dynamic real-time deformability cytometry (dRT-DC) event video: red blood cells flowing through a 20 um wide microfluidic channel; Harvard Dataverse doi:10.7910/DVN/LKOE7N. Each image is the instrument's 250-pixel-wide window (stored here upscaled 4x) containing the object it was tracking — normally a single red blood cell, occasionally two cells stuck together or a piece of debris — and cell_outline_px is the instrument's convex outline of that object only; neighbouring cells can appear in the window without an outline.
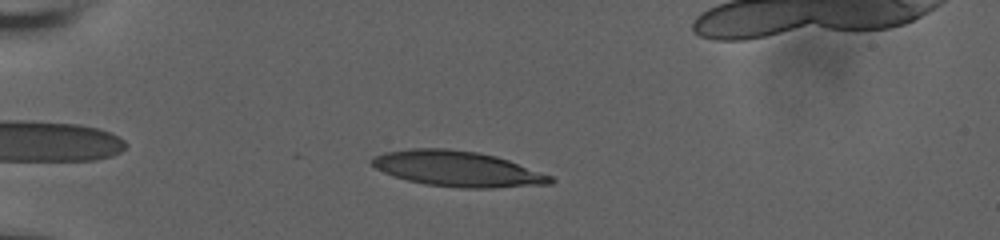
{"species": "human", "species_latin": "Homo sapiens", "temperature_condition": "room temperature", "stored_images_in_passage": 45, "camera_frame_rate_fps": 3000, "um_per_image_px": 0.085, "donor": {"sex": "male"}, "frame": {"image": 1, "passage_image": 5, "time_ms": 1.333, "image_size_px": [1000, 240], "cell_outline_px": [[556, 180], [552, 184], [492, 188], [460, 188], [424, 184], [408, 180], [384, 172], [376, 168], [368, 160], [372, 156], [384, 152], [412, 148], [448, 148], [476, 152], [496, 156], [508, 160], [552, 176]], "centroid_in_image_um": [38.88, 14.35], "position_along_channel_um": 46.1, "area_um2": 36.99}}
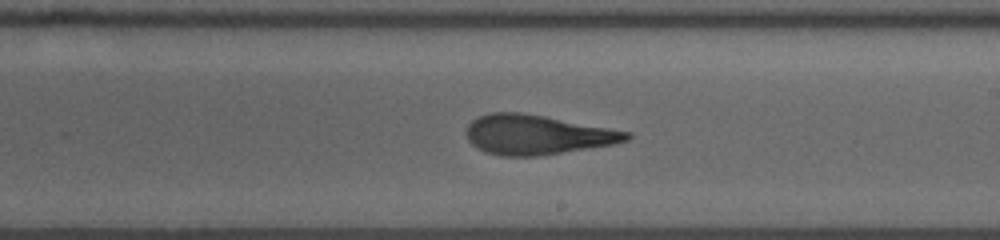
{"frame": {"image": 2, "passage_image": 24, "time_ms": 7.667, "image_size_px": [1000, 240], "cell_outline_px": [[632, 136], [628, 140], [612, 144], [536, 156], [500, 156], [484, 152], [476, 148], [468, 140], [464, 132], [468, 124], [476, 116], [492, 112], [520, 112], [544, 116], [632, 132]], "centroid_in_image_um": [45.58, 11.44], "position_along_channel_um": 243.4, "area_um2": 36.99}}
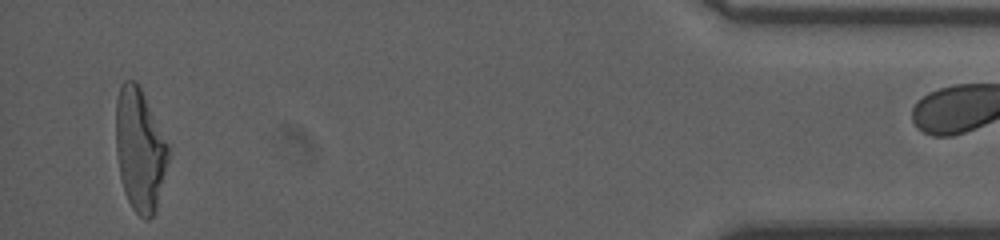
{"frame": {"image": 3, "passage_image": 44, "time_ms": 14.333, "image_size_px": [1000, 240], "cell_outline_px": [[168, 160], [156, 208], [152, 216], [148, 220], [144, 220], [132, 208], [124, 192], [120, 176], [116, 152], [116, 100], [120, 84], [124, 80], [136, 80], [168, 144]], "centroid_in_image_um": [11.85, 12.72], "position_along_channel_um": 423.3, "area_um2": 37.05}}